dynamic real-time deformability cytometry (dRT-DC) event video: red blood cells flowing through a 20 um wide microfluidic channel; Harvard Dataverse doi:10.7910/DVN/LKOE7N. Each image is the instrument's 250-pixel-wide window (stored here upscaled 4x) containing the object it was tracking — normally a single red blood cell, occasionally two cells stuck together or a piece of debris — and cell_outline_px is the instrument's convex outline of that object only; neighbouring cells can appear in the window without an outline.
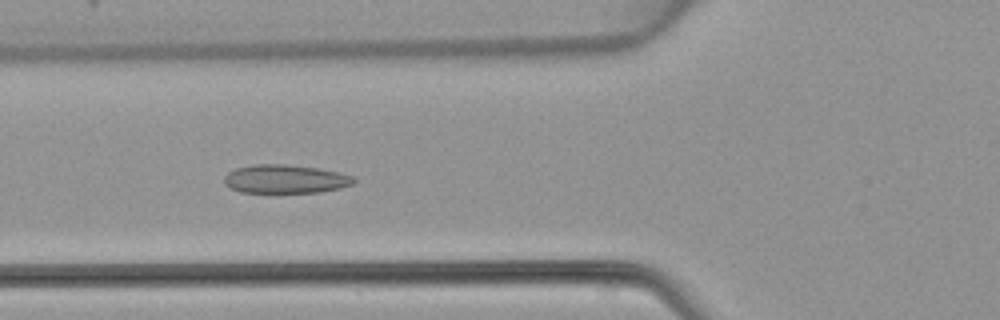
{"species": "common noctule bat (a hibernating species)", "species_latin": "Nyctalus noctula", "temperature_condition": "warm", "stored_images_in_passage": 47, "camera_frame_rate_fps": 3000, "um_per_image_px": 0.085, "animal": {"sex": "female", "body_mass_g": 22.7, "forearm_length_mm": 54.2}, "frame": {"image": 1, "passage_image": 17, "time_ms": 5.333, "image_size_px": [1000, 320], "cell_outline_px": [[356, 180], [352, 184], [340, 188], [320, 192], [240, 192], [224, 184], [224, 176], [228, 172], [236, 168], [252, 164], [284, 164], [316, 168], [340, 172], [352, 176]], "centroid_in_image_um": [24.23, 15.21], "position_along_channel_um": 101.6, "area_um2": 21.5}}
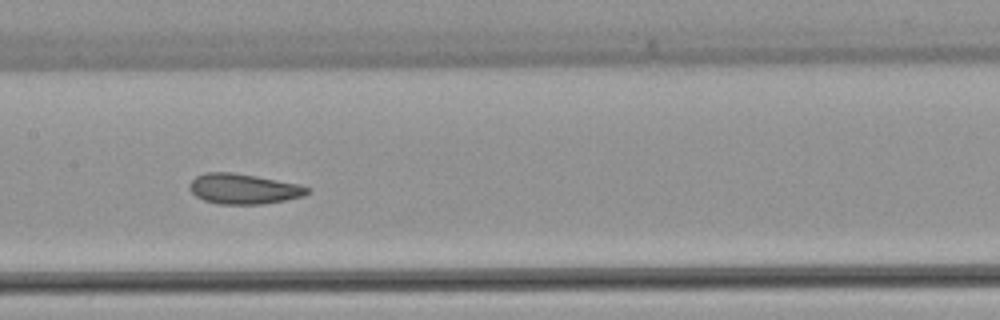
{"frame": {"image": 2, "passage_image": 23, "time_ms": 7.333, "image_size_px": [1000, 320], "cell_outline_px": [[312, 192], [304, 196], [284, 200], [260, 204], [216, 204], [204, 200], [196, 196], [188, 188], [188, 184], [196, 176], [204, 172], [232, 172], [256, 176], [300, 184], [312, 188]], "centroid_in_image_um": [20.72, 16.05], "position_along_channel_um": 186.7, "area_um2": 20.98}}
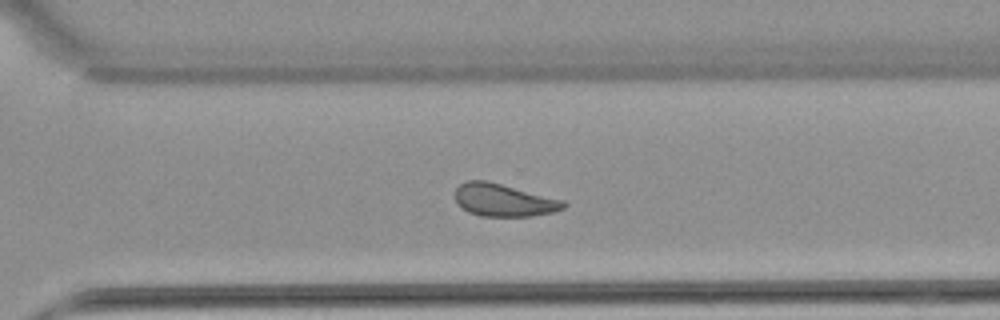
{"frame": {"image": 3, "passage_image": 33, "time_ms": 10.667, "image_size_px": [1000, 320], "cell_outline_px": [[568, 204], [564, 208], [552, 212], [532, 216], [480, 216], [468, 212], [456, 204], [456, 188], [460, 184], [468, 180], [484, 180], [564, 200]], "centroid_in_image_um": [42.8, 17.02], "position_along_channel_um": 327.8, "area_um2": 20.46}}